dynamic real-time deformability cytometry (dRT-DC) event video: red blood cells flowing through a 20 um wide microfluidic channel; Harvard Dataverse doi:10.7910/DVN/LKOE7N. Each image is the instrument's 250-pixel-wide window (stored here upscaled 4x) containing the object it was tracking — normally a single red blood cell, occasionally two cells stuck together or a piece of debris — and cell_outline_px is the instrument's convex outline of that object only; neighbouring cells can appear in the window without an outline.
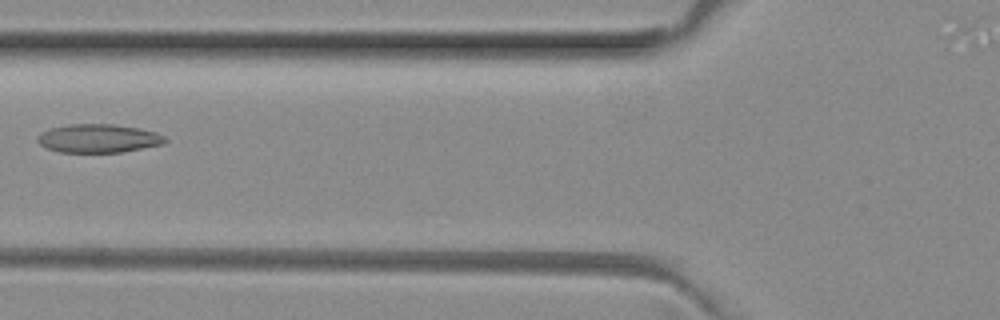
{"species": "common noctule bat (a hibernating species)", "species_latin": "Nyctalus noctula", "temperature_condition": "room temperature", "stored_images_in_passage": 7, "camera_frame_rate_fps": 3000, "um_per_image_px": 0.085, "animal": {"sex": "female", "body_mass_g": 29.2, "forearm_length_mm": 56.3}, "frame": {"image": 1, "passage_image": 5, "time_ms": 1.333, "image_size_px": [1000, 320], "cell_outline_px": [[168, 140], [164, 144], [120, 152], [60, 152], [48, 148], [40, 144], [36, 140], [36, 136], [40, 132], [52, 128], [68, 124], [112, 124], [140, 128], [156, 132], [164, 136]], "centroid_in_image_um": [8.36, 11.76], "position_along_channel_um": 117.4, "area_um2": 21.21}}
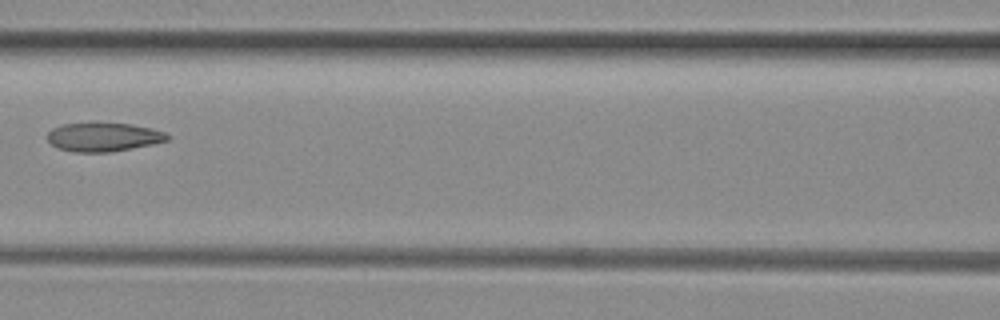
{"frame": {"image": 2, "passage_image": 6, "time_ms": 1.667, "image_size_px": [1000, 320], "cell_outline_px": [[172, 136], [168, 140], [152, 144], [112, 152], [72, 152], [56, 148], [48, 140], [48, 132], [52, 128], [64, 124], [96, 120], [128, 124], [152, 128], [164, 132]], "centroid_in_image_um": [8.77, 11.61], "position_along_channel_um": 157.8, "area_um2": 20.81}}
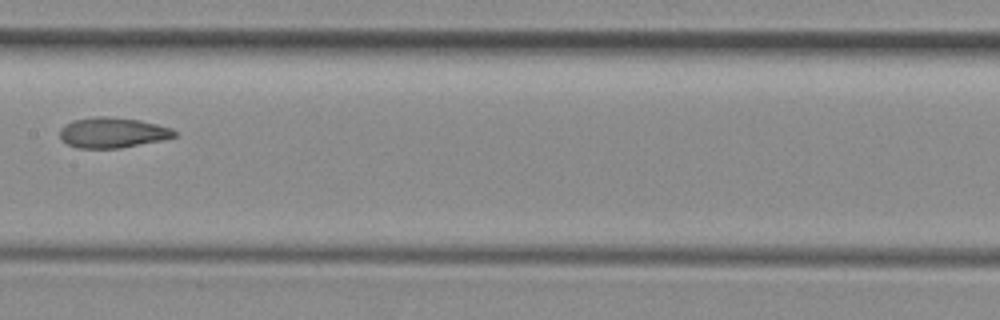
{"frame": {"image": 3, "passage_image": 7, "time_ms": 2.0, "image_size_px": [1000, 320], "cell_outline_px": [[176, 136], [164, 140], [120, 148], [76, 148], [68, 144], [60, 136], [60, 128], [64, 124], [72, 120], [96, 116], [112, 116], [140, 120], [172, 128], [176, 132]], "centroid_in_image_um": [9.57, 11.26], "position_along_channel_um": 197.8, "area_um2": 20.46}}